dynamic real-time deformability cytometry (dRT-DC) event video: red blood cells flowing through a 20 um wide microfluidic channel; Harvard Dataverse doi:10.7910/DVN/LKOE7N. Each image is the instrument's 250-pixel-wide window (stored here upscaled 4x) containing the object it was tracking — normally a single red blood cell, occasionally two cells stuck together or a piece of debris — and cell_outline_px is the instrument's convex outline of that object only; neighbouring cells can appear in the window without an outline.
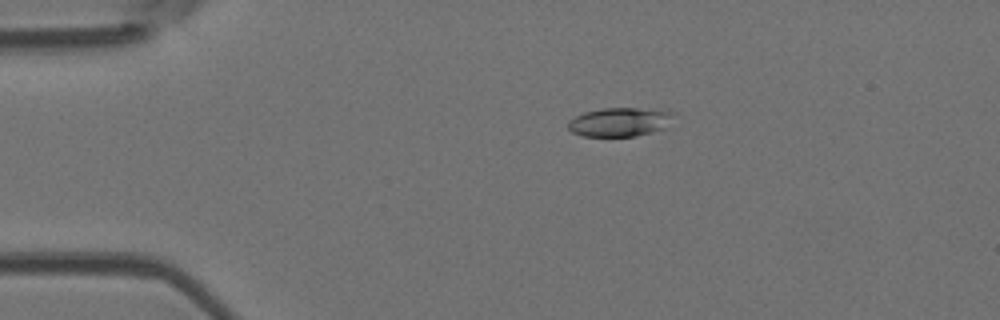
{"species": "Egyptian fruit bat (a non-hibernating species)", "species_latin": "Rousettus aegyptiacus", "temperature_condition": "room temperature", "stored_images_in_passage": 5, "camera_frame_rate_fps": 3000, "um_per_image_px": 0.085, "animal": {"sex": "female"}, "frame": {"image": 1, "passage_image": 3, "time_ms": 3.0, "image_size_px": [1000, 320], "cell_outline_px": [[672, 112], [664, 128], [652, 132], [636, 136], [584, 136], [572, 132], [568, 128], [568, 120], [584, 112], [604, 108], [660, 108]], "centroid_in_image_um": [52.64, 10.36], "position_along_channel_um": 32.4, "area_um2": 17.63}}
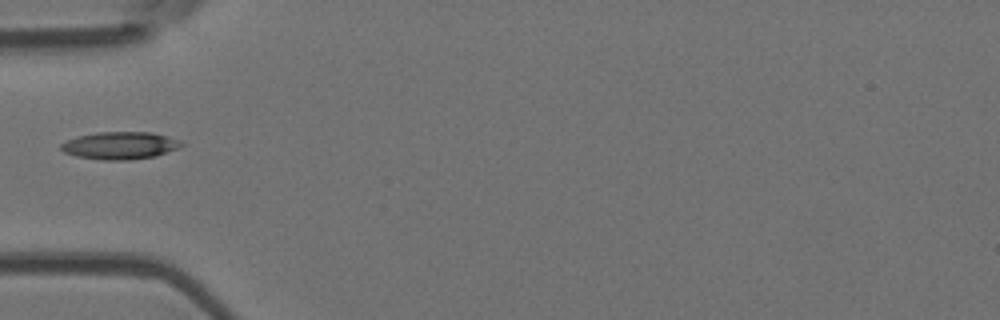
{"frame": {"image": 2, "passage_image": 5, "time_ms": 5.333, "image_size_px": [1000, 320], "cell_outline_px": [[184, 144], [180, 148], [156, 156], [128, 160], [100, 160], [76, 156], [64, 152], [60, 148], [60, 144], [68, 140], [80, 136], [96, 132], [152, 132], [180, 140]], "centroid_in_image_um": [10.23, 12.37], "position_along_channel_um": 74.8, "area_um2": 19.31}}